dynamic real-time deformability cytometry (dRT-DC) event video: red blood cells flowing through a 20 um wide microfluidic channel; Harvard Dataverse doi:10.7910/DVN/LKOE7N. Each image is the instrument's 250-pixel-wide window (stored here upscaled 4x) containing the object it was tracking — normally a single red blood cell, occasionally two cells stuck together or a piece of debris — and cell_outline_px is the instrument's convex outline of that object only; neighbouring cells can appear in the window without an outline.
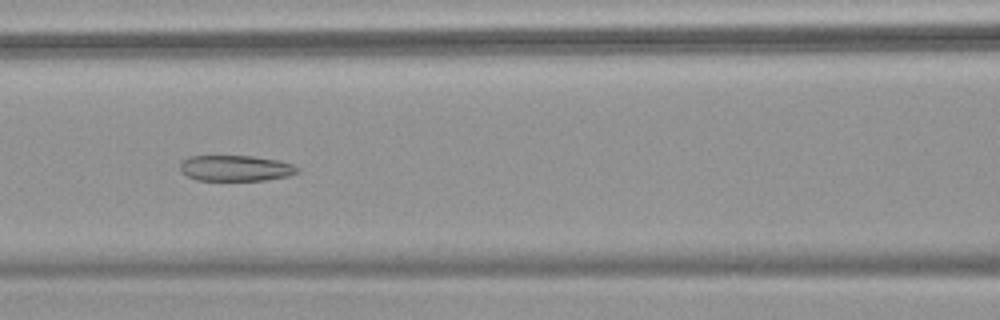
{"species": "common noctule bat (a hibernating species)", "species_latin": "Nyctalus noctula", "temperature_condition": "warm", "stored_images_in_passage": 54, "camera_frame_rate_fps": 3000, "um_per_image_px": 0.085, "animal": {"sex": "female", "body_mass_g": 18.4}, "frame": {"image": 1, "passage_image": 25, "time_ms": 8.0, "image_size_px": [1000, 320], "cell_outline_px": [[300, 172], [288, 176], [264, 180], [196, 180], [180, 172], [180, 160], [188, 156], [252, 156], [280, 160], [292, 164], [300, 168]], "centroid_in_image_um": [20.02, 14.29], "position_along_channel_um": 146.6, "area_um2": 17.86}}
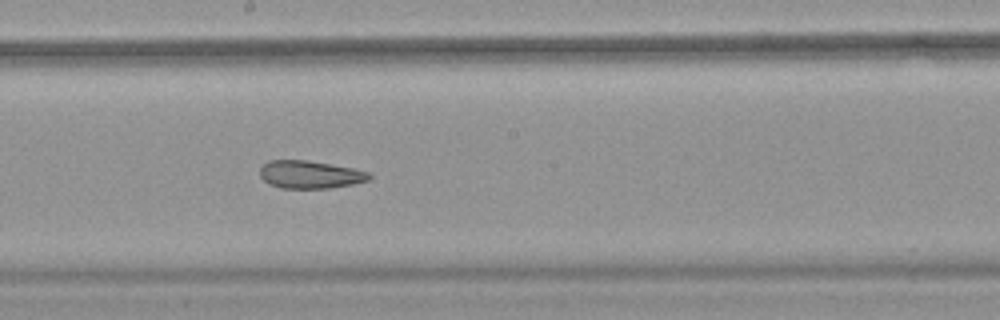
{"frame": {"image": 2, "passage_image": 31, "time_ms": 10.0, "image_size_px": [1000, 320], "cell_outline_px": [[372, 176], [368, 180], [352, 184], [328, 188], [280, 188], [268, 184], [260, 176], [260, 168], [268, 160], [308, 160], [352, 168], [368, 172]], "centroid_in_image_um": [26.32, 14.83], "position_along_channel_um": 221.9, "area_um2": 17.63}}
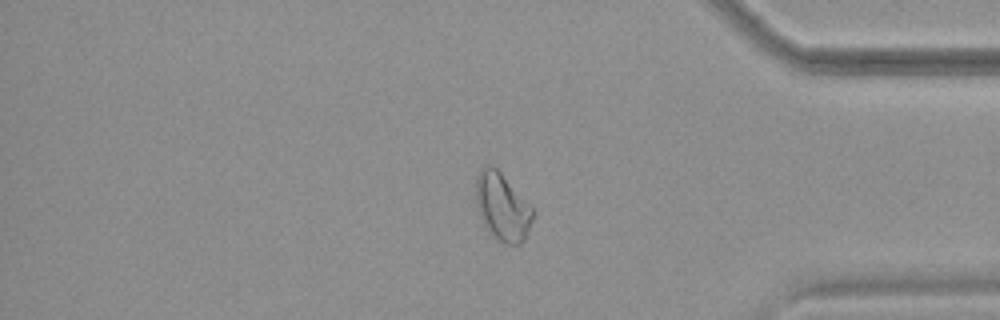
{"frame": {"image": 3, "passage_image": 46, "time_ms": 15.0, "image_size_px": [1000, 320], "cell_outline_px": [[536, 212], [524, 240], [520, 244], [504, 244], [492, 236], [488, 232], [480, 220], [476, 204], [476, 176], [480, 168], [484, 164], [492, 164], [532, 204]], "centroid_in_image_um": [42.7, 17.57], "position_along_channel_um": 392.5, "area_um2": 23.12}, "authors_computed_cell_mechanics": {"area_um2": 23.2645, "velocity_mm_per_s": 3.7881, "shape_relaxation_time_tau1_ms": null, "shape_relaxation_time_tau2_ms": 3.4246, "deformation_change_tau1": null, "deformation_change_tau2": 0.0969}}